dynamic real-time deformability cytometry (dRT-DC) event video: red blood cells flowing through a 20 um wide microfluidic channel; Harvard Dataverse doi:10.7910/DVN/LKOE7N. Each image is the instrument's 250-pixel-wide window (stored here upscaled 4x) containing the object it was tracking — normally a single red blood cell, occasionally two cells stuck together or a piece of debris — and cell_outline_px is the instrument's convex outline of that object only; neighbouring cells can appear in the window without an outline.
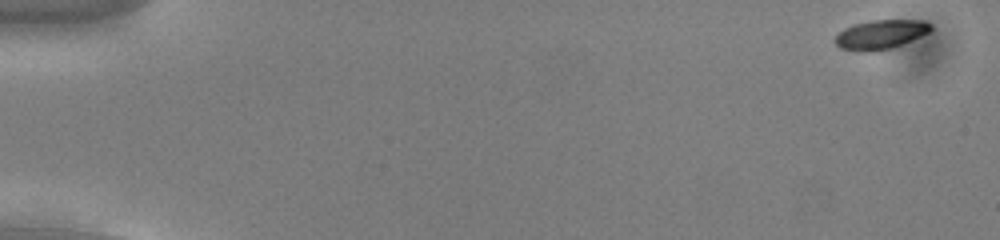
{"species": "common noctule bat (a hibernating species)", "species_latin": "Nyctalus noctula", "temperature_condition": "cold", "stored_images_in_passage": 54, "camera_frame_rate_fps": 3000, "um_per_image_px": 0.085, "animal": {"sex": "male", "body_mass_g": 13.0, "forearm_length_mm": 53.1}, "frame": {"image": 1, "passage_image": 1, "time_ms": 0.0, "image_size_px": [1000, 240], "cell_outline_px": [[932, 28], [928, 32], [920, 36], [892, 48], [872, 52], [860, 52], [840, 48], [836, 44], [836, 36], [844, 28], [856, 24], [872, 20], [924, 20], [932, 24]], "centroid_in_image_um": [74.86, 2.94], "position_along_channel_um": 10.1, "area_um2": 16.18}}
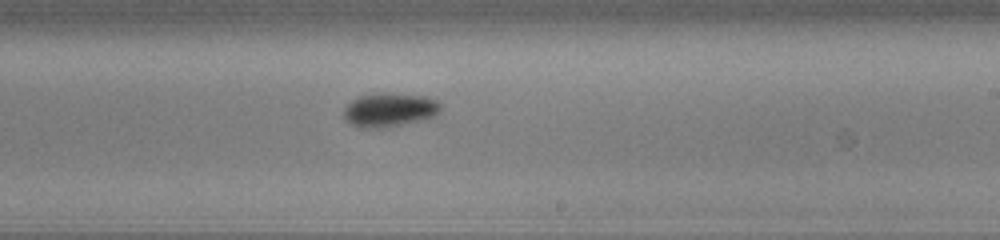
{"frame": {"image": 2, "passage_image": 33, "time_ms": 10.667, "image_size_px": [1000, 240], "cell_outline_px": [[440, 108], [436, 116], [424, 120], [388, 128], [356, 128], [348, 124], [344, 120], [344, 108], [352, 100], [360, 96], [376, 92], [384, 92], [428, 96], [436, 100], [440, 104]], "centroid_in_image_um": [33.09, 9.35], "position_along_channel_um": 255.9, "area_um2": 19.77}}
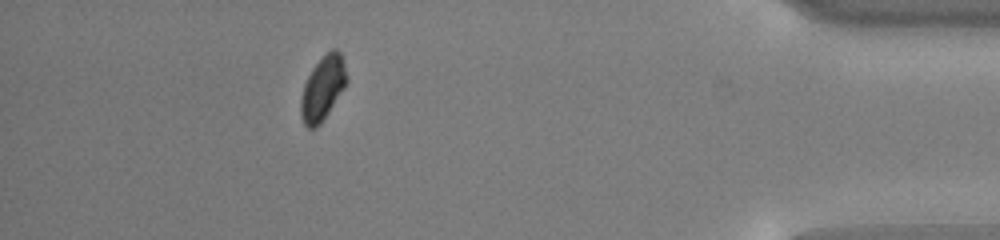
{"frame": {"image": 3, "passage_image": 49, "time_ms": 16.0, "image_size_px": [1000, 240], "cell_outline_px": [[348, 80], [344, 88], [320, 124], [316, 128], [308, 128], [304, 124], [300, 112], [300, 96], [304, 84], [312, 68], [332, 48], [336, 48], [340, 52], [344, 60]], "centroid_in_image_um": [27.43, 7.49], "position_along_channel_um": 407.8, "area_um2": 17.05}, "authors_computed_cell_mechanics": {"area_um2": 17.3111, "velocity_mm_per_s": 3.7366, "shape_relaxation_time_tau1_ms": 2.7527, "shape_relaxation_time_tau2_ms": null, "deformation_change_tau1": 0.0888, "deformation_change_tau2": null}}